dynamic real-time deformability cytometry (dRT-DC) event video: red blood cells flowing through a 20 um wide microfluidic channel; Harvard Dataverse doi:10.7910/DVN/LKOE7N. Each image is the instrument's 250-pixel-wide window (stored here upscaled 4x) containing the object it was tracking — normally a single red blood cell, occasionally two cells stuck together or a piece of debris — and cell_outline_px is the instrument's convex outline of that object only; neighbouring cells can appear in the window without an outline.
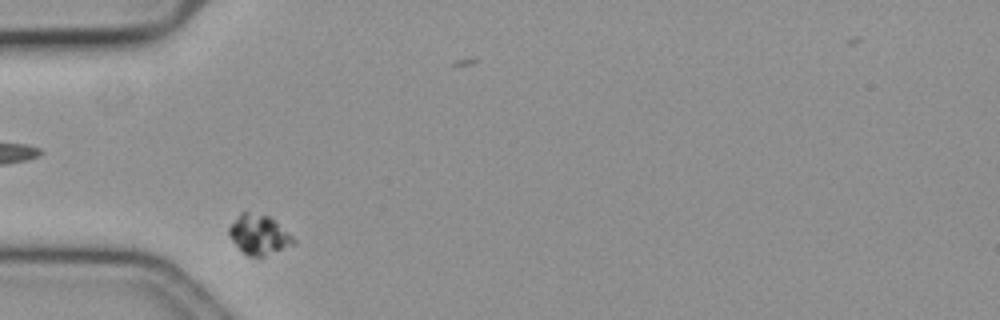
{"species": "common noctule bat (a hibernating species)", "species_latin": "Nyctalus noctula", "temperature_condition": "cold", "stored_images_in_passage": 40, "camera_frame_rate_fps": 3000, "um_per_image_px": 0.085, "animal": {"sex": "female", "body_mass_g": 19.3, "forearm_length_mm": 54.1}, "frame": {"image": 1, "passage_image": 2, "time_ms": 0.333, "image_size_px": [1000, 320], "cell_outline_px": [[296, 244], [264, 256], [248, 256], [228, 236], [228, 228], [240, 212], [248, 212], [268, 216], [288, 232], [296, 240]], "centroid_in_image_um": [22.01, 19.95], "position_along_channel_um": 63.0, "area_um2": 14.68}}
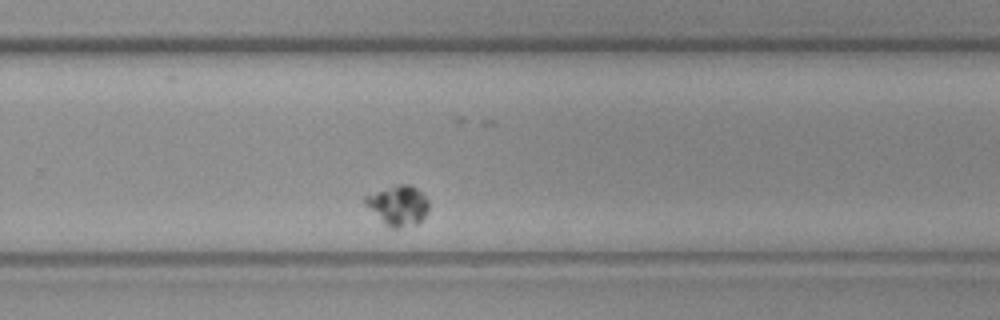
{"frame": {"image": 2, "passage_image": 25, "time_ms": 8.0, "image_size_px": [1000, 320], "cell_outline_px": [[428, 212], [416, 224], [400, 228], [388, 228], [364, 204], [364, 196], [400, 184], [408, 184], [416, 188], [428, 200]], "centroid_in_image_um": [33.83, 17.49], "position_along_channel_um": 296.0, "area_um2": 14.62}}
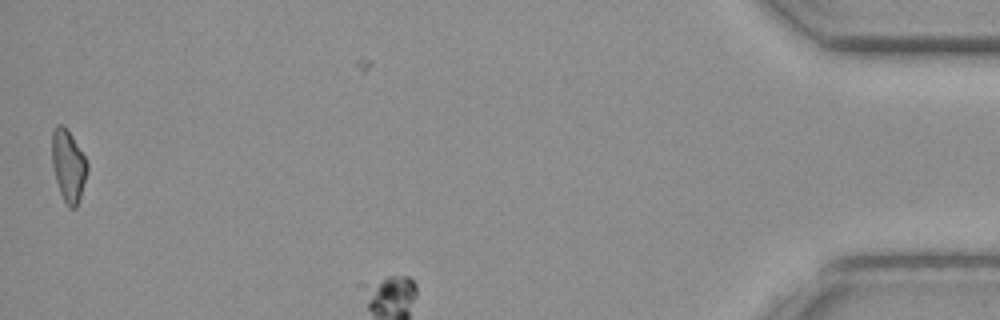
{"frame": {"image": 3, "passage_image": 39, "time_ms": 12.667, "image_size_px": [1000, 320], "cell_outline_px": [[88, 172], [76, 208], [68, 208], [60, 192], [56, 180], [52, 164], [52, 132], [56, 124], [60, 124], [68, 128], [84, 156], [88, 164]], "centroid_in_image_um": [5.81, 14.06], "position_along_channel_um": 429.4, "area_um2": 14.8}, "authors_computed_cell_mechanics": {"area_um2": 14.5078, "velocity_mm_per_s": 3.1028, "shape_relaxation_time_tau1_ms": 1.2623, "shape_relaxation_time_tau2_ms": null, "deformation_change_tau1": 0.0332, "deformation_change_tau2": null}}